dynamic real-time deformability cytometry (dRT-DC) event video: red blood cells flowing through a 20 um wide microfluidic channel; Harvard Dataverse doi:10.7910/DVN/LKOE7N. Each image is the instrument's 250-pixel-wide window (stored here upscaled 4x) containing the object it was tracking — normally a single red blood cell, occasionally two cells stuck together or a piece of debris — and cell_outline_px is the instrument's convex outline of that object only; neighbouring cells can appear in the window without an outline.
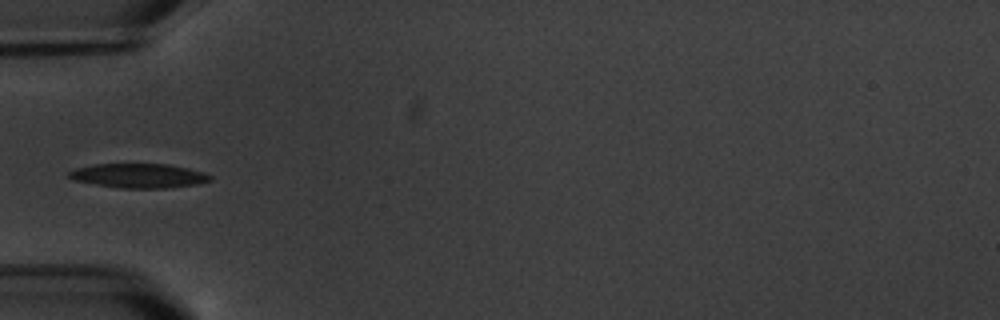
{"species": "common noctule bat (a hibernating species)", "species_latin": "Nyctalus noctula", "temperature_condition": "warm", "stored_images_in_passage": 10, "camera_frame_rate_fps": 3000, "um_per_image_px": 0.085, "animal": {"sex": "male", "body_mass_g": 20.1, "forearm_length_mm": 53.5}, "frame": {"image": 1, "passage_image": 6, "time_ms": 6.0, "image_size_px": [1000, 320], "cell_outline_px": [[212, 180], [196, 184], [168, 188], [120, 188], [96, 184], [76, 180], [68, 176], [68, 172], [76, 168], [92, 164], [168, 164], [188, 168], [204, 172], [212, 176]], "centroid_in_image_um": [11.82, 14.93], "position_along_channel_um": 73.2, "area_um2": 19.94}}
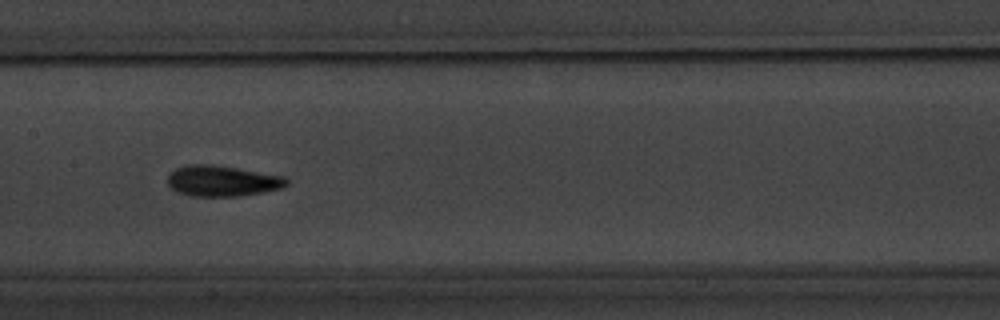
{"frame": {"image": 2, "passage_image": 9, "time_ms": 9.333, "image_size_px": [1000, 320], "cell_outline_px": [[288, 184], [280, 188], [240, 196], [188, 196], [176, 192], [168, 184], [168, 176], [176, 168], [188, 164], [212, 164], [284, 176], [288, 180]], "centroid_in_image_um": [18.85, 15.38], "position_along_channel_um": 188.5, "area_um2": 21.21}}